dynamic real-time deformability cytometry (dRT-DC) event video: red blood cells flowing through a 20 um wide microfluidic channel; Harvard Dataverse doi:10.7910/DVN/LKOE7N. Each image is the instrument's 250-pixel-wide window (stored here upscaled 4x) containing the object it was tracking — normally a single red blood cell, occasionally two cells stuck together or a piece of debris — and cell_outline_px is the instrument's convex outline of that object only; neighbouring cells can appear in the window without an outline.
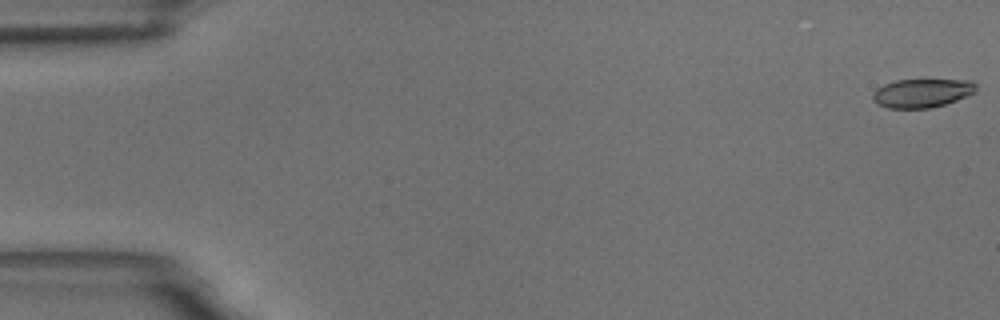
{"species": "common noctule bat (a hibernating species)", "species_latin": "Nyctalus noctula", "temperature_condition": "room temperature", "stored_images_in_passage": 58, "camera_frame_rate_fps": 3000, "um_per_image_px": 0.085, "animal": {"sex": "male", "body_mass_g": 18.8}, "frame": {"image": 1, "passage_image": 1, "time_ms": 0.0, "image_size_px": [1000, 320], "cell_outline_px": [[976, 92], [956, 100], [932, 108], [888, 108], [876, 104], [872, 100], [872, 92], [876, 88], [884, 84], [896, 80], [972, 80], [976, 84]], "centroid_in_image_um": [78.34, 7.91], "position_along_channel_um": 6.7, "area_um2": 17.4}}
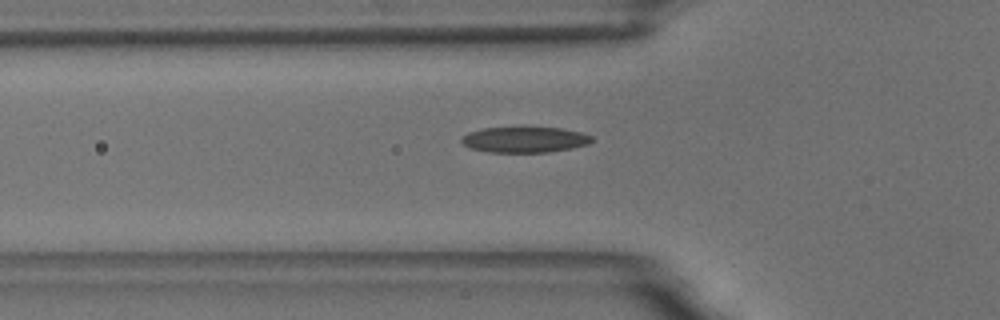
{"frame": {"image": 2, "passage_image": 20, "time_ms": 6.333, "image_size_px": [1000, 320], "cell_outline_px": [[592, 140], [588, 144], [572, 148], [548, 152], [488, 152], [468, 148], [460, 140], [468, 132], [484, 128], [524, 124], [560, 128], [580, 132], [592, 136]], "centroid_in_image_um": [44.57, 11.82], "position_along_channel_um": 81.2, "area_um2": 20.4}}
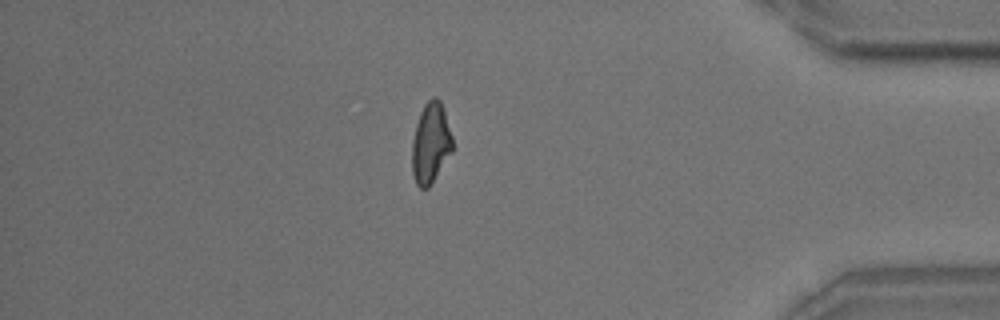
{"frame": {"image": 3, "passage_image": 50, "time_ms": 16.333, "image_size_px": [1000, 320], "cell_outline_px": [[452, 152], [428, 188], [420, 188], [416, 184], [412, 172], [412, 140], [416, 124], [420, 112], [424, 104], [432, 96], [436, 96], [440, 100], [452, 136]], "centroid_in_image_um": [36.59, 12.16], "position_along_channel_um": 398.6, "area_um2": 18.9}, "authors_computed_cell_mechanics": {"area_um2": 18.8428, "velocity_mm_per_s": 3.5065, "shape_relaxation_time_tau1_ms": 6.736, "shape_relaxation_time_tau2_ms": 2.6891, "deformation_change_tau1": 0.1824, "deformation_change_tau2": 0.1022}}